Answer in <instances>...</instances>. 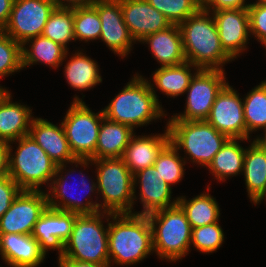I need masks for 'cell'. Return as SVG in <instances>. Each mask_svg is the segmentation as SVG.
I'll return each instance as SVG.
<instances>
[{
    "label": "cell",
    "mask_w": 266,
    "mask_h": 267,
    "mask_svg": "<svg viewBox=\"0 0 266 267\" xmlns=\"http://www.w3.org/2000/svg\"><path fill=\"white\" fill-rule=\"evenodd\" d=\"M108 251L110 267L136 265L153 254L152 228L147 215L109 213Z\"/></svg>",
    "instance_id": "cell-1"
},
{
    "label": "cell",
    "mask_w": 266,
    "mask_h": 267,
    "mask_svg": "<svg viewBox=\"0 0 266 267\" xmlns=\"http://www.w3.org/2000/svg\"><path fill=\"white\" fill-rule=\"evenodd\" d=\"M187 62L199 69H220L234 59L223 49L213 15L201 7L179 25Z\"/></svg>",
    "instance_id": "cell-2"
},
{
    "label": "cell",
    "mask_w": 266,
    "mask_h": 267,
    "mask_svg": "<svg viewBox=\"0 0 266 267\" xmlns=\"http://www.w3.org/2000/svg\"><path fill=\"white\" fill-rule=\"evenodd\" d=\"M131 81L103 108L104 117L110 121L122 123L133 130L147 126L150 122L167 117L153 94L147 78L138 72ZM164 109V110H163Z\"/></svg>",
    "instance_id": "cell-3"
},
{
    "label": "cell",
    "mask_w": 266,
    "mask_h": 267,
    "mask_svg": "<svg viewBox=\"0 0 266 267\" xmlns=\"http://www.w3.org/2000/svg\"><path fill=\"white\" fill-rule=\"evenodd\" d=\"M103 218L107 226H104ZM108 228V212L78 215L64 244L63 256L58 259L109 265Z\"/></svg>",
    "instance_id": "cell-4"
},
{
    "label": "cell",
    "mask_w": 266,
    "mask_h": 267,
    "mask_svg": "<svg viewBox=\"0 0 266 267\" xmlns=\"http://www.w3.org/2000/svg\"><path fill=\"white\" fill-rule=\"evenodd\" d=\"M92 165L96 167L95 177L98 194L95 198L96 201L98 198L102 200L99 203V212L134 213L133 174L123 159H95L91 160L90 166Z\"/></svg>",
    "instance_id": "cell-5"
},
{
    "label": "cell",
    "mask_w": 266,
    "mask_h": 267,
    "mask_svg": "<svg viewBox=\"0 0 266 267\" xmlns=\"http://www.w3.org/2000/svg\"><path fill=\"white\" fill-rule=\"evenodd\" d=\"M170 142L184 150V159L198 166L207 167L229 137L218 132L206 120H168ZM189 157H188V156Z\"/></svg>",
    "instance_id": "cell-6"
},
{
    "label": "cell",
    "mask_w": 266,
    "mask_h": 267,
    "mask_svg": "<svg viewBox=\"0 0 266 267\" xmlns=\"http://www.w3.org/2000/svg\"><path fill=\"white\" fill-rule=\"evenodd\" d=\"M151 228L154 253L170 263L183 259L190 251L192 228L185 212L177 204L147 214Z\"/></svg>",
    "instance_id": "cell-7"
},
{
    "label": "cell",
    "mask_w": 266,
    "mask_h": 267,
    "mask_svg": "<svg viewBox=\"0 0 266 267\" xmlns=\"http://www.w3.org/2000/svg\"><path fill=\"white\" fill-rule=\"evenodd\" d=\"M14 142L18 146L13 153ZM8 162L9 176L22 190H43L45 184L49 187L57 167L30 135L9 142Z\"/></svg>",
    "instance_id": "cell-8"
},
{
    "label": "cell",
    "mask_w": 266,
    "mask_h": 267,
    "mask_svg": "<svg viewBox=\"0 0 266 267\" xmlns=\"http://www.w3.org/2000/svg\"><path fill=\"white\" fill-rule=\"evenodd\" d=\"M72 100L61 122L69 148L76 159L95 160L98 132L104 118L103 110L92 112L83 98L77 95Z\"/></svg>",
    "instance_id": "cell-9"
},
{
    "label": "cell",
    "mask_w": 266,
    "mask_h": 267,
    "mask_svg": "<svg viewBox=\"0 0 266 267\" xmlns=\"http://www.w3.org/2000/svg\"><path fill=\"white\" fill-rule=\"evenodd\" d=\"M67 164L69 165V163H65L62 165H58L56 167L55 175L53 179L51 180L49 187H47L48 190H46L47 188H45V192H46L47 200H48V207H51L56 210L77 213L79 215L94 214V213L99 212V202L98 201L93 202V199H92L93 197L91 196V195L98 194L97 182H95L97 180L95 179L93 181L90 178L91 180L90 181L88 177L86 181L85 178L87 177H85V174H82L83 171L79 170L80 171L79 174L81 175V178H80L81 180H80V183L78 185L76 184L77 186L76 185L75 186L80 188V190L83 191V193L86 191L84 194L85 196L87 195L88 196L83 201L77 193H76L77 194V197H76L72 191L71 193H69L68 191L71 189V186L69 185V182H68V177L69 176L72 177L73 175L72 173L76 171L73 166L71 167L73 169H70V167L67 166ZM66 167H69V169L66 170ZM71 190H74V189H71Z\"/></svg>",
    "instance_id": "cell-10"
},
{
    "label": "cell",
    "mask_w": 266,
    "mask_h": 267,
    "mask_svg": "<svg viewBox=\"0 0 266 267\" xmlns=\"http://www.w3.org/2000/svg\"><path fill=\"white\" fill-rule=\"evenodd\" d=\"M225 70L199 69L186 90V105L183 113H176L168 120L200 121L210 114L217 94L228 83Z\"/></svg>",
    "instance_id": "cell-11"
},
{
    "label": "cell",
    "mask_w": 266,
    "mask_h": 267,
    "mask_svg": "<svg viewBox=\"0 0 266 267\" xmlns=\"http://www.w3.org/2000/svg\"><path fill=\"white\" fill-rule=\"evenodd\" d=\"M54 9L52 0H14L3 31L22 45L29 39L42 35L48 17Z\"/></svg>",
    "instance_id": "cell-12"
},
{
    "label": "cell",
    "mask_w": 266,
    "mask_h": 267,
    "mask_svg": "<svg viewBox=\"0 0 266 267\" xmlns=\"http://www.w3.org/2000/svg\"><path fill=\"white\" fill-rule=\"evenodd\" d=\"M47 207L45 190H21L0 218V234H32Z\"/></svg>",
    "instance_id": "cell-13"
},
{
    "label": "cell",
    "mask_w": 266,
    "mask_h": 267,
    "mask_svg": "<svg viewBox=\"0 0 266 267\" xmlns=\"http://www.w3.org/2000/svg\"><path fill=\"white\" fill-rule=\"evenodd\" d=\"M229 82L217 94L206 121L229 138L246 139L243 99Z\"/></svg>",
    "instance_id": "cell-14"
},
{
    "label": "cell",
    "mask_w": 266,
    "mask_h": 267,
    "mask_svg": "<svg viewBox=\"0 0 266 267\" xmlns=\"http://www.w3.org/2000/svg\"><path fill=\"white\" fill-rule=\"evenodd\" d=\"M91 5L101 20L99 39L117 56L127 57L136 42L123 20L120 0H94Z\"/></svg>",
    "instance_id": "cell-15"
},
{
    "label": "cell",
    "mask_w": 266,
    "mask_h": 267,
    "mask_svg": "<svg viewBox=\"0 0 266 267\" xmlns=\"http://www.w3.org/2000/svg\"><path fill=\"white\" fill-rule=\"evenodd\" d=\"M29 135L57 166L70 163L76 169L79 165L89 169L91 159H76L72 154L62 123L58 126L44 118H33Z\"/></svg>",
    "instance_id": "cell-16"
},
{
    "label": "cell",
    "mask_w": 266,
    "mask_h": 267,
    "mask_svg": "<svg viewBox=\"0 0 266 267\" xmlns=\"http://www.w3.org/2000/svg\"><path fill=\"white\" fill-rule=\"evenodd\" d=\"M79 214L56 210L47 207L35 223L32 236L38 241L41 251L45 254L53 250L61 258L64 244L69 239L76 217Z\"/></svg>",
    "instance_id": "cell-17"
},
{
    "label": "cell",
    "mask_w": 266,
    "mask_h": 267,
    "mask_svg": "<svg viewBox=\"0 0 266 267\" xmlns=\"http://www.w3.org/2000/svg\"><path fill=\"white\" fill-rule=\"evenodd\" d=\"M137 186L140 189L139 196H136ZM133 191V203L136 204V199H139L143 206L142 211H135L134 214L147 215L160 209L173 207L178 202L177 197L172 200V188L164 181L154 166L133 174Z\"/></svg>",
    "instance_id": "cell-18"
},
{
    "label": "cell",
    "mask_w": 266,
    "mask_h": 267,
    "mask_svg": "<svg viewBox=\"0 0 266 267\" xmlns=\"http://www.w3.org/2000/svg\"><path fill=\"white\" fill-rule=\"evenodd\" d=\"M209 12L213 15L223 49L234 60L237 59L248 48L250 41L248 10L221 9Z\"/></svg>",
    "instance_id": "cell-19"
},
{
    "label": "cell",
    "mask_w": 266,
    "mask_h": 267,
    "mask_svg": "<svg viewBox=\"0 0 266 267\" xmlns=\"http://www.w3.org/2000/svg\"><path fill=\"white\" fill-rule=\"evenodd\" d=\"M123 20L135 42L172 24L146 0H120Z\"/></svg>",
    "instance_id": "cell-20"
},
{
    "label": "cell",
    "mask_w": 266,
    "mask_h": 267,
    "mask_svg": "<svg viewBox=\"0 0 266 267\" xmlns=\"http://www.w3.org/2000/svg\"><path fill=\"white\" fill-rule=\"evenodd\" d=\"M0 255L10 267H38L46 259L32 234H0Z\"/></svg>",
    "instance_id": "cell-21"
},
{
    "label": "cell",
    "mask_w": 266,
    "mask_h": 267,
    "mask_svg": "<svg viewBox=\"0 0 266 267\" xmlns=\"http://www.w3.org/2000/svg\"><path fill=\"white\" fill-rule=\"evenodd\" d=\"M32 114L29 106L12 101V93L3 89L0 92V140L9 143L29 135Z\"/></svg>",
    "instance_id": "cell-22"
},
{
    "label": "cell",
    "mask_w": 266,
    "mask_h": 267,
    "mask_svg": "<svg viewBox=\"0 0 266 267\" xmlns=\"http://www.w3.org/2000/svg\"><path fill=\"white\" fill-rule=\"evenodd\" d=\"M162 134L137 135L130 139L122 159L132 174L153 166L162 149L170 142L169 129Z\"/></svg>",
    "instance_id": "cell-23"
},
{
    "label": "cell",
    "mask_w": 266,
    "mask_h": 267,
    "mask_svg": "<svg viewBox=\"0 0 266 267\" xmlns=\"http://www.w3.org/2000/svg\"><path fill=\"white\" fill-rule=\"evenodd\" d=\"M140 43L149 45L151 54L160 66H177L187 62L180 28L176 24L147 35Z\"/></svg>",
    "instance_id": "cell-24"
},
{
    "label": "cell",
    "mask_w": 266,
    "mask_h": 267,
    "mask_svg": "<svg viewBox=\"0 0 266 267\" xmlns=\"http://www.w3.org/2000/svg\"><path fill=\"white\" fill-rule=\"evenodd\" d=\"M244 155L243 174L250 202L260 204L266 197V152L254 139Z\"/></svg>",
    "instance_id": "cell-25"
},
{
    "label": "cell",
    "mask_w": 266,
    "mask_h": 267,
    "mask_svg": "<svg viewBox=\"0 0 266 267\" xmlns=\"http://www.w3.org/2000/svg\"><path fill=\"white\" fill-rule=\"evenodd\" d=\"M198 70L199 68L197 66H194L189 62L177 66H161L156 69L152 74V82L154 84L151 83V80L148 81L158 103L161 104L156 91L159 90L164 95H167V97L170 96V98H176L179 95L182 96L185 94L192 77ZM191 71L193 73H191ZM155 87L158 90H156Z\"/></svg>",
    "instance_id": "cell-26"
},
{
    "label": "cell",
    "mask_w": 266,
    "mask_h": 267,
    "mask_svg": "<svg viewBox=\"0 0 266 267\" xmlns=\"http://www.w3.org/2000/svg\"><path fill=\"white\" fill-rule=\"evenodd\" d=\"M135 131L122 123L102 119L95 149V159L122 158Z\"/></svg>",
    "instance_id": "cell-27"
},
{
    "label": "cell",
    "mask_w": 266,
    "mask_h": 267,
    "mask_svg": "<svg viewBox=\"0 0 266 267\" xmlns=\"http://www.w3.org/2000/svg\"><path fill=\"white\" fill-rule=\"evenodd\" d=\"M68 54L70 53L60 44L39 35L22 44V66L24 69L31 65L38 63L42 65L43 63L56 69L62 66L65 59L67 60Z\"/></svg>",
    "instance_id": "cell-28"
},
{
    "label": "cell",
    "mask_w": 266,
    "mask_h": 267,
    "mask_svg": "<svg viewBox=\"0 0 266 267\" xmlns=\"http://www.w3.org/2000/svg\"><path fill=\"white\" fill-rule=\"evenodd\" d=\"M246 140L250 139L229 138L206 167L217 181L225 182L228 177L243 174L246 148L240 143Z\"/></svg>",
    "instance_id": "cell-29"
},
{
    "label": "cell",
    "mask_w": 266,
    "mask_h": 267,
    "mask_svg": "<svg viewBox=\"0 0 266 267\" xmlns=\"http://www.w3.org/2000/svg\"><path fill=\"white\" fill-rule=\"evenodd\" d=\"M66 82L75 91H86L102 83V76L97 61L87 56L82 50L75 51L64 65Z\"/></svg>",
    "instance_id": "cell-30"
},
{
    "label": "cell",
    "mask_w": 266,
    "mask_h": 267,
    "mask_svg": "<svg viewBox=\"0 0 266 267\" xmlns=\"http://www.w3.org/2000/svg\"><path fill=\"white\" fill-rule=\"evenodd\" d=\"M177 198V204L185 212L191 228L220 221V206L216 198L211 196L209 192L201 193L190 200H187L186 196H178Z\"/></svg>",
    "instance_id": "cell-31"
},
{
    "label": "cell",
    "mask_w": 266,
    "mask_h": 267,
    "mask_svg": "<svg viewBox=\"0 0 266 267\" xmlns=\"http://www.w3.org/2000/svg\"><path fill=\"white\" fill-rule=\"evenodd\" d=\"M242 99L246 139H250L253 132L266 130V80L252 88Z\"/></svg>",
    "instance_id": "cell-32"
},
{
    "label": "cell",
    "mask_w": 266,
    "mask_h": 267,
    "mask_svg": "<svg viewBox=\"0 0 266 267\" xmlns=\"http://www.w3.org/2000/svg\"><path fill=\"white\" fill-rule=\"evenodd\" d=\"M42 36L53 40L69 51L68 44L76 41L74 37V8H58L51 12Z\"/></svg>",
    "instance_id": "cell-33"
},
{
    "label": "cell",
    "mask_w": 266,
    "mask_h": 267,
    "mask_svg": "<svg viewBox=\"0 0 266 267\" xmlns=\"http://www.w3.org/2000/svg\"><path fill=\"white\" fill-rule=\"evenodd\" d=\"M179 152L180 151L169 142L162 149L153 165L170 187L180 182L185 174L184 168L187 163Z\"/></svg>",
    "instance_id": "cell-34"
},
{
    "label": "cell",
    "mask_w": 266,
    "mask_h": 267,
    "mask_svg": "<svg viewBox=\"0 0 266 267\" xmlns=\"http://www.w3.org/2000/svg\"><path fill=\"white\" fill-rule=\"evenodd\" d=\"M101 35V20L97 10L90 4L74 8V37L75 40H99Z\"/></svg>",
    "instance_id": "cell-35"
},
{
    "label": "cell",
    "mask_w": 266,
    "mask_h": 267,
    "mask_svg": "<svg viewBox=\"0 0 266 267\" xmlns=\"http://www.w3.org/2000/svg\"><path fill=\"white\" fill-rule=\"evenodd\" d=\"M156 10L161 12L171 24L179 25L189 16L195 14L201 7V0H146Z\"/></svg>",
    "instance_id": "cell-36"
},
{
    "label": "cell",
    "mask_w": 266,
    "mask_h": 267,
    "mask_svg": "<svg viewBox=\"0 0 266 267\" xmlns=\"http://www.w3.org/2000/svg\"><path fill=\"white\" fill-rule=\"evenodd\" d=\"M23 70L22 45L0 30V79Z\"/></svg>",
    "instance_id": "cell-37"
},
{
    "label": "cell",
    "mask_w": 266,
    "mask_h": 267,
    "mask_svg": "<svg viewBox=\"0 0 266 267\" xmlns=\"http://www.w3.org/2000/svg\"><path fill=\"white\" fill-rule=\"evenodd\" d=\"M224 232L219 222L192 228L190 246L200 253L217 252L224 241Z\"/></svg>",
    "instance_id": "cell-38"
},
{
    "label": "cell",
    "mask_w": 266,
    "mask_h": 267,
    "mask_svg": "<svg viewBox=\"0 0 266 267\" xmlns=\"http://www.w3.org/2000/svg\"><path fill=\"white\" fill-rule=\"evenodd\" d=\"M249 13L250 35L260 42L266 44V4L251 3L247 8Z\"/></svg>",
    "instance_id": "cell-39"
},
{
    "label": "cell",
    "mask_w": 266,
    "mask_h": 267,
    "mask_svg": "<svg viewBox=\"0 0 266 267\" xmlns=\"http://www.w3.org/2000/svg\"><path fill=\"white\" fill-rule=\"evenodd\" d=\"M22 189L9 175L0 177V218L10 208Z\"/></svg>",
    "instance_id": "cell-40"
},
{
    "label": "cell",
    "mask_w": 266,
    "mask_h": 267,
    "mask_svg": "<svg viewBox=\"0 0 266 267\" xmlns=\"http://www.w3.org/2000/svg\"><path fill=\"white\" fill-rule=\"evenodd\" d=\"M246 0H204L202 7L206 11H217L221 9H247L250 3Z\"/></svg>",
    "instance_id": "cell-41"
},
{
    "label": "cell",
    "mask_w": 266,
    "mask_h": 267,
    "mask_svg": "<svg viewBox=\"0 0 266 267\" xmlns=\"http://www.w3.org/2000/svg\"><path fill=\"white\" fill-rule=\"evenodd\" d=\"M9 143L0 140V177L9 175Z\"/></svg>",
    "instance_id": "cell-42"
},
{
    "label": "cell",
    "mask_w": 266,
    "mask_h": 267,
    "mask_svg": "<svg viewBox=\"0 0 266 267\" xmlns=\"http://www.w3.org/2000/svg\"><path fill=\"white\" fill-rule=\"evenodd\" d=\"M14 0H0V30L6 26Z\"/></svg>",
    "instance_id": "cell-43"
},
{
    "label": "cell",
    "mask_w": 266,
    "mask_h": 267,
    "mask_svg": "<svg viewBox=\"0 0 266 267\" xmlns=\"http://www.w3.org/2000/svg\"><path fill=\"white\" fill-rule=\"evenodd\" d=\"M55 7L58 8H76L87 6L93 3L94 0H52Z\"/></svg>",
    "instance_id": "cell-44"
},
{
    "label": "cell",
    "mask_w": 266,
    "mask_h": 267,
    "mask_svg": "<svg viewBox=\"0 0 266 267\" xmlns=\"http://www.w3.org/2000/svg\"><path fill=\"white\" fill-rule=\"evenodd\" d=\"M58 267H110V265L80 262L73 259H58Z\"/></svg>",
    "instance_id": "cell-45"
},
{
    "label": "cell",
    "mask_w": 266,
    "mask_h": 267,
    "mask_svg": "<svg viewBox=\"0 0 266 267\" xmlns=\"http://www.w3.org/2000/svg\"><path fill=\"white\" fill-rule=\"evenodd\" d=\"M264 136H262V135H257L256 137H255V141L256 142H258L259 144H260V146L265 150V152H266V130H264V134H263Z\"/></svg>",
    "instance_id": "cell-46"
},
{
    "label": "cell",
    "mask_w": 266,
    "mask_h": 267,
    "mask_svg": "<svg viewBox=\"0 0 266 267\" xmlns=\"http://www.w3.org/2000/svg\"><path fill=\"white\" fill-rule=\"evenodd\" d=\"M252 3L266 4V0H256V2Z\"/></svg>",
    "instance_id": "cell-47"
},
{
    "label": "cell",
    "mask_w": 266,
    "mask_h": 267,
    "mask_svg": "<svg viewBox=\"0 0 266 267\" xmlns=\"http://www.w3.org/2000/svg\"><path fill=\"white\" fill-rule=\"evenodd\" d=\"M3 89H6V88L3 87V86H0V92H1Z\"/></svg>",
    "instance_id": "cell-48"
}]
</instances>
